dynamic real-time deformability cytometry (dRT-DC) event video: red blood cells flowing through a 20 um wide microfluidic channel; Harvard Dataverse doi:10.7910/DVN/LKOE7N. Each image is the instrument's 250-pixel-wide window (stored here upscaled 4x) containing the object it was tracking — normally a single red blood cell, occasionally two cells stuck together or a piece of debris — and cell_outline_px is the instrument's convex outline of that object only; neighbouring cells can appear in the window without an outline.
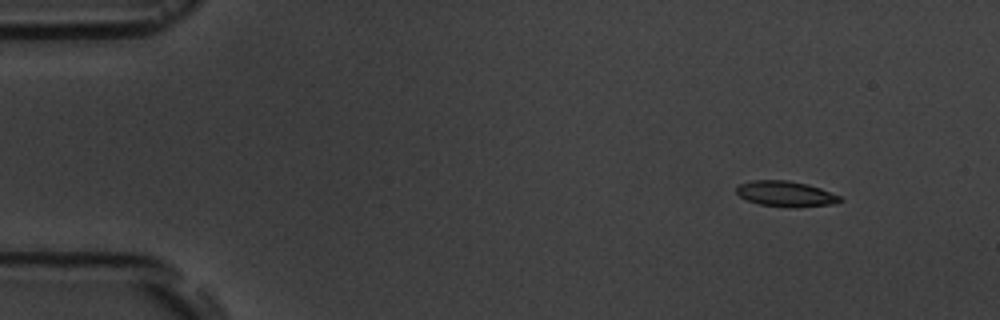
{"species": "common noctule bat (a hibernating species)", "species_latin": "Nyctalus noctula", "temperature_condition": "room temperature", "stored_images_in_passage": 4, "camera_frame_rate_fps": 3000, "um_per_image_px": 0.085, "animal": {"sex": "male", "body_mass_g": 19.5, "forearm_length_mm": 54.6}, "frame": {"image": 1, "passage_image": 1, "time_ms": 0.0, "image_size_px": [1000, 320], "cell_outline_px": [[844, 200], [832, 204], [796, 208], [760, 204], [748, 200], [740, 196], [736, 192], [736, 188], [740, 184], [752, 180], [788, 180], [808, 184], [820, 188], [840, 196]], "centroid_in_image_um": [66.81, 16.47], "position_along_channel_um": 18.2, "area_um2": 15.37}}
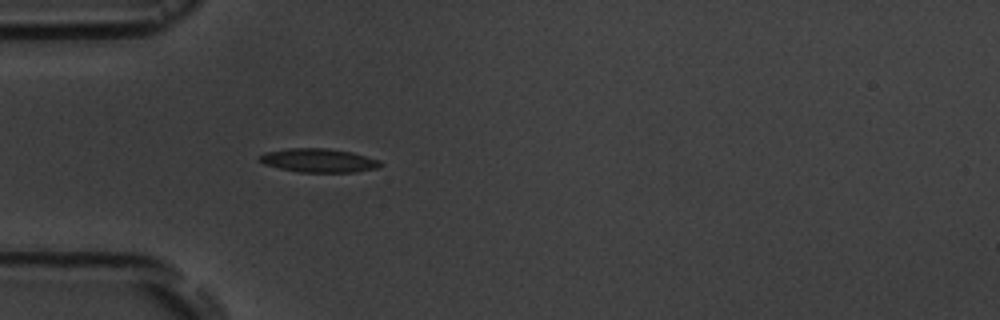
{"frame": {"image": 2, "passage_image": 4, "time_ms": 3.667, "image_size_px": [1000, 320], "cell_outline_px": [[384, 164], [376, 168], [356, 172], [300, 172], [280, 168], [264, 164], [256, 156], [264, 152], [288, 148], [328, 148], [352, 152], [380, 160]], "centroid_in_image_um": [27.08, 13.63], "position_along_channel_um": 57.9, "area_um2": 16.82}}